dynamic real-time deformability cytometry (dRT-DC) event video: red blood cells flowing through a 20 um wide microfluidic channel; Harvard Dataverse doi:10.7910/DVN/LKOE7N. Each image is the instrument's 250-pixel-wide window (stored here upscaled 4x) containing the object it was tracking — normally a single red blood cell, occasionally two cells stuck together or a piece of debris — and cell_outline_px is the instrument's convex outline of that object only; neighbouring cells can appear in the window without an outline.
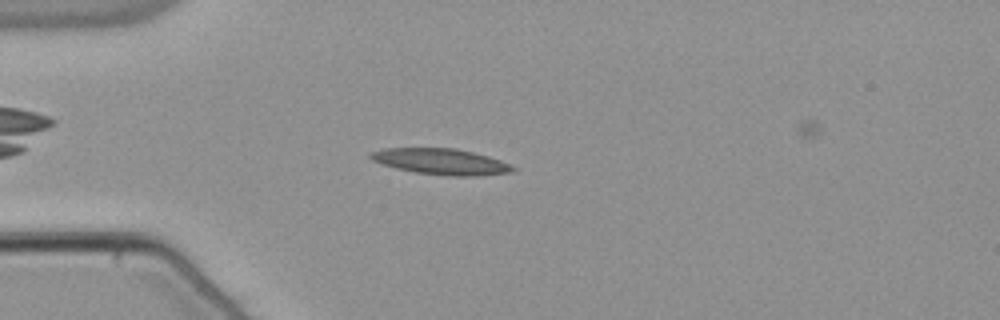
{"species": "common noctule bat (a hibernating species)", "species_latin": "Nyctalus noctula", "temperature_condition": "warm", "stored_images_in_passage": 39, "camera_frame_rate_fps": 3000, "um_per_image_px": 0.085, "animal": {"sex": "male", "body_mass_g": 21.5, "forearm_length_mm": 52.0}, "frame": {"image": 1, "passage_image": 8, "time_ms": 2.333, "image_size_px": [1000, 320], "cell_outline_px": [[516, 168], [508, 172], [480, 176], [448, 176], [416, 172], [396, 168], [372, 160], [368, 156], [372, 152], [384, 148], [456, 148], [488, 156], [500, 160]], "centroid_in_image_um": [37.47, 13.73], "position_along_channel_um": 47.5, "area_um2": 21.27}}
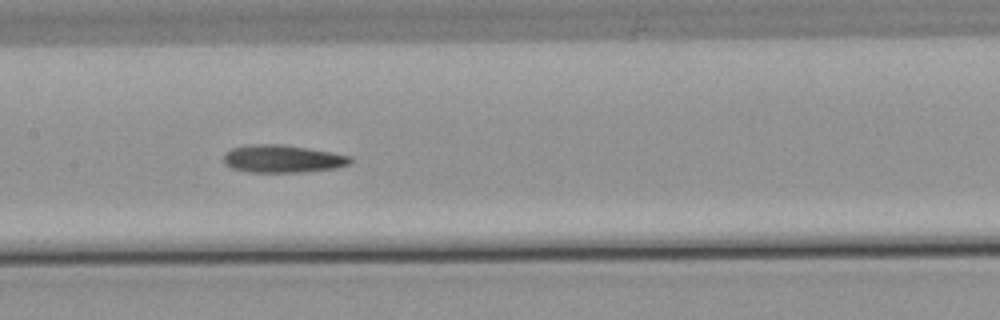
{"frame": {"image": 2, "passage_image": 20, "time_ms": 6.333, "image_size_px": [1000, 320], "cell_outline_px": [[352, 160], [348, 164], [336, 168], [304, 172], [248, 172], [232, 168], [224, 164], [224, 156], [232, 148], [252, 144], [280, 144], [352, 156]], "centroid_in_image_um": [24.0, 13.51], "position_along_channel_um": 183.4, "area_um2": 20.17}}
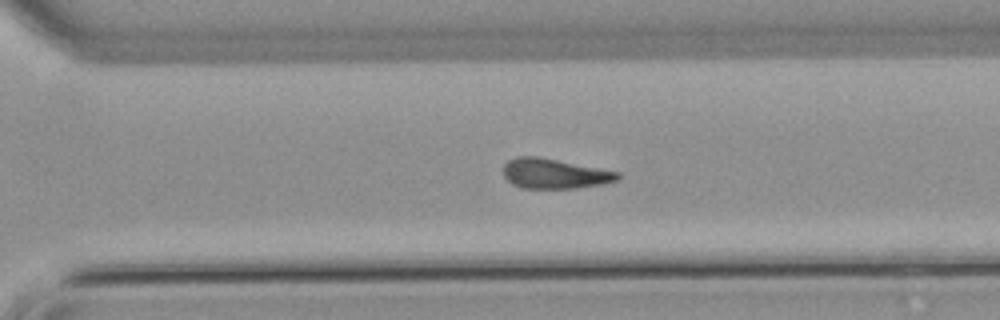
{"frame": {"image": 3, "passage_image": 31, "time_ms": 10.0, "image_size_px": [1000, 320], "cell_outline_px": [[620, 176], [616, 180], [600, 184], [576, 188], [524, 188], [512, 184], [504, 176], [504, 164], [508, 160], [516, 156], [536, 156], [620, 172]], "centroid_in_image_um": [47.1, 14.75], "position_along_channel_um": 323.5, "area_um2": 19.71}}